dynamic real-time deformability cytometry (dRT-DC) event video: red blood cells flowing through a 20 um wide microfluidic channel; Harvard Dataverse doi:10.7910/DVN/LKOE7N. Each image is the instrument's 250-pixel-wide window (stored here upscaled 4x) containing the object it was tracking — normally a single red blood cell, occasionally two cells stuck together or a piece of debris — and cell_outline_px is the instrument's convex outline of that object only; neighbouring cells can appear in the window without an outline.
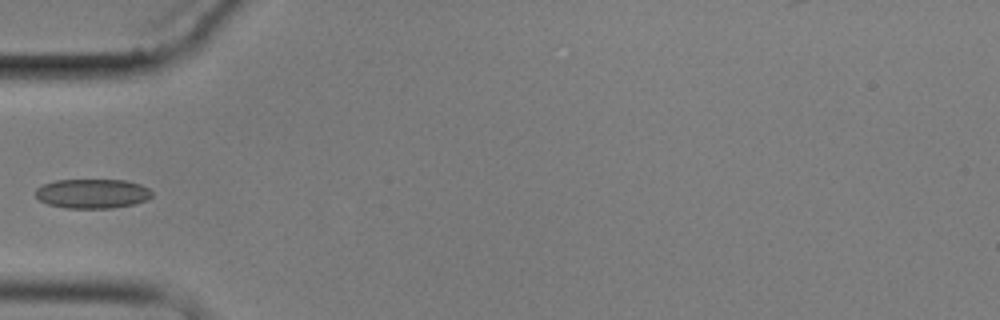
{"species": "common noctule bat (a hibernating species)", "species_latin": "Nyctalus noctula", "temperature_condition": "cold", "stored_images_in_passage": 15, "camera_frame_rate_fps": 3000, "um_per_image_px": 0.085, "animal": {"sex": "male", "body_mass_g": 17.9}, "frame": {"image": 1, "passage_image": 5, "time_ms": 6.0, "image_size_px": [1000, 320], "cell_outline_px": [[152, 196], [148, 200], [136, 204], [112, 208], [64, 208], [48, 204], [40, 200], [36, 196], [36, 188], [44, 184], [56, 180], [124, 180], [140, 184], [148, 188], [152, 192]], "centroid_in_image_um": [7.88, 16.46], "position_along_channel_um": 77.1, "area_um2": 20.06}}
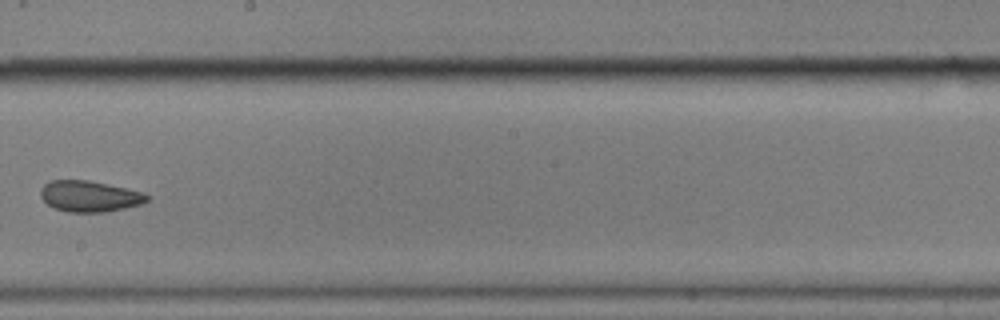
{"frame": {"image": 2, "passage_image": 9, "time_ms": 10.667, "image_size_px": [1000, 320], "cell_outline_px": [[148, 200], [144, 204], [104, 212], [68, 212], [52, 208], [40, 196], [40, 188], [44, 184], [52, 180], [88, 180], [144, 192], [148, 196]], "centroid_in_image_um": [7.6, 16.69], "position_along_channel_um": 240.6, "area_um2": 19.31}}
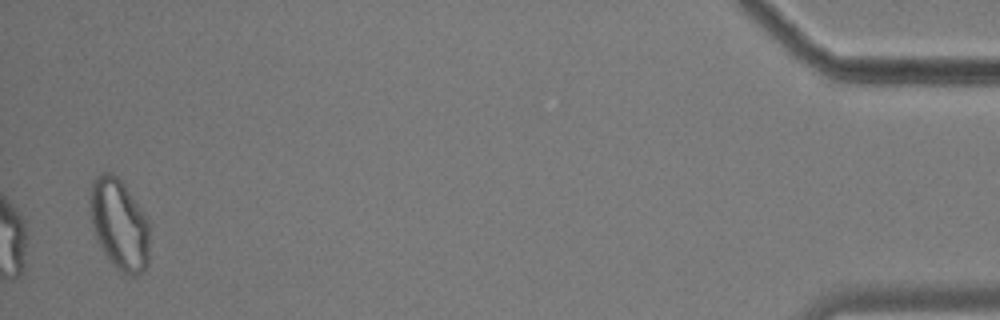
{"frame": {"image": 3, "passage_image": 15, "time_ms": 18.333, "image_size_px": [1000, 320], "cell_outline_px": [[148, 264], [140, 272], [132, 276], [120, 272], [108, 260], [96, 240], [92, 228], [88, 200], [88, 196], [92, 180], [100, 172], [112, 172], [124, 184], [148, 220]], "centroid_in_image_um": [10.08, 19.05], "position_along_channel_um": 425.1, "area_um2": 31.79}, "authors_computed_cell_mechanics": {"area_um2": 20.0566, "velocity_mm_per_s": 3.4987, "shape_relaxation_time_tau1_ms": null, "shape_relaxation_time_tau2_ms": 4.0786, "deformation_change_tau1": null, "deformation_change_tau2": 0.1052}}